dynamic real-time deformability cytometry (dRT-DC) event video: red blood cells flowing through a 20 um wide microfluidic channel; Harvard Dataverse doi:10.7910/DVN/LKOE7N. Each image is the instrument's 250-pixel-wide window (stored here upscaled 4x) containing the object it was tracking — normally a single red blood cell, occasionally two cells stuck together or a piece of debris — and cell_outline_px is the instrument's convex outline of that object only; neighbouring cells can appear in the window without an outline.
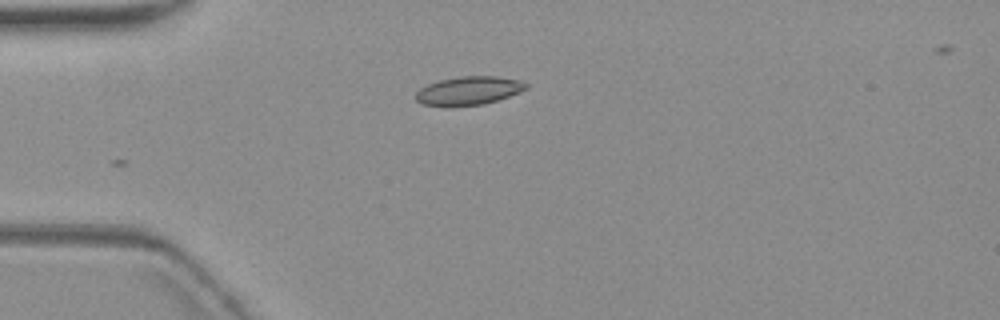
{"species": "common noctule bat (a hibernating species)", "species_latin": "Nyctalus noctula", "temperature_condition": "warm", "stored_images_in_passage": 4, "camera_frame_rate_fps": 3000, "um_per_image_px": 0.085, "animal": {"sex": "female", "body_mass_g": 19.3, "forearm_length_mm": 54.1}, "frame": {"image": 1, "passage_image": 3, "time_ms": 4.0, "image_size_px": [1000, 320], "cell_outline_px": [[528, 88], [520, 92], [484, 104], [420, 104], [416, 100], [416, 92], [420, 88], [428, 84], [440, 80], [460, 76], [496, 76], [520, 80], [528, 84]], "centroid_in_image_um": [39.88, 7.67], "position_along_channel_um": 45.1, "area_um2": 17.74}}